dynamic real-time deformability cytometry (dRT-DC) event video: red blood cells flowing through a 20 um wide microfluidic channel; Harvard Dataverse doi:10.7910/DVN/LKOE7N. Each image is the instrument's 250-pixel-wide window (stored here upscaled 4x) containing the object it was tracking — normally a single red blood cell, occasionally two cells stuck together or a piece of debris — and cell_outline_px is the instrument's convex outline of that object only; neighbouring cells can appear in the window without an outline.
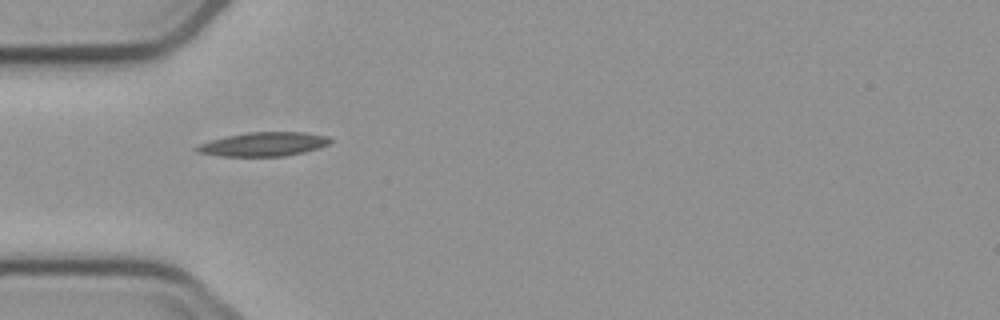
{"species": "common noctule bat (a hibernating species)", "species_latin": "Nyctalus noctula", "temperature_condition": "cold", "stored_images_in_passage": 5, "camera_frame_rate_fps": 3000, "um_per_image_px": 0.085, "animal": {"sex": "male", "body_mass_g": 23.1, "forearm_length_mm": 52.7}, "frame": {"image": 1, "passage_image": 4, "time_ms": 3.667, "image_size_px": [1000, 320], "cell_outline_px": [[332, 140], [328, 144], [304, 152], [284, 156], [220, 156], [196, 152], [192, 148], [196, 144], [224, 136], [248, 132], [304, 132], [328, 136]], "centroid_in_image_um": [22.32, 12.25], "position_along_channel_um": 62.7, "area_um2": 18.79}}
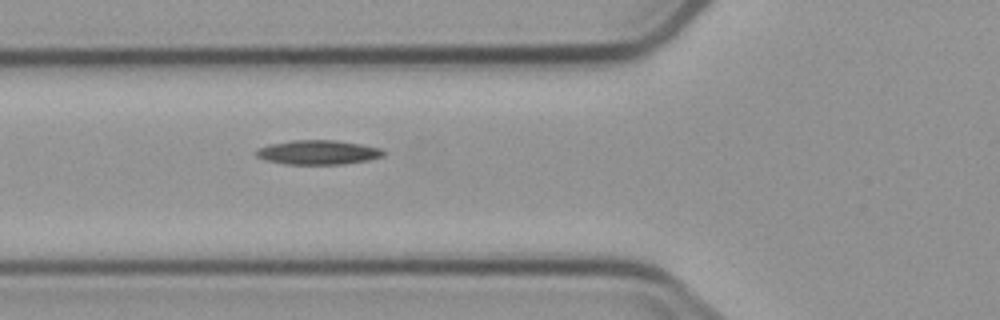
{"frame": {"image": 2, "passage_image": 5, "time_ms": 4.667, "image_size_px": [1000, 320], "cell_outline_px": [[384, 156], [368, 160], [344, 164], [284, 164], [264, 160], [256, 156], [256, 148], [268, 144], [292, 140], [336, 140], [360, 144], [380, 148], [384, 152]], "centroid_in_image_um": [26.99, 12.95], "position_along_channel_um": 98.8, "area_um2": 18.15}}